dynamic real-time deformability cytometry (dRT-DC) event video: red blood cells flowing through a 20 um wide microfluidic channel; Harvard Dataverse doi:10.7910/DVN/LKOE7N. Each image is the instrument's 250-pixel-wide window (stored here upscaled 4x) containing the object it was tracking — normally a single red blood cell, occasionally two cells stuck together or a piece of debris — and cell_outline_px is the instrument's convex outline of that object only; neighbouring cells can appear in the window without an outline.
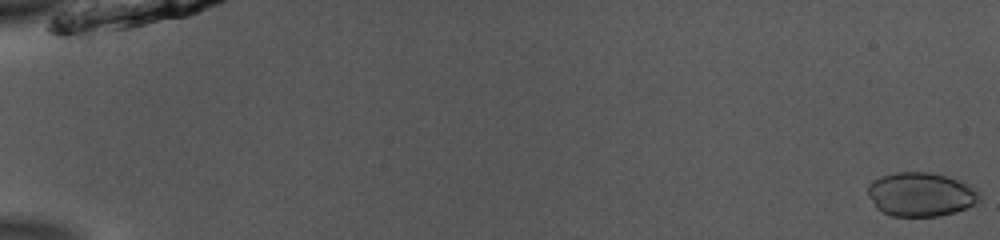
{"species": "common noctule bat (a hibernating species)", "species_latin": "Nyctalus noctula", "temperature_condition": "room temperature", "stored_images_in_passage": 52, "camera_frame_rate_fps": 3000, "um_per_image_px": 0.085, "animal": {"sex": "male", "body_mass_g": 13.0, "forearm_length_mm": 53.1}, "frame": {"image": 1, "passage_image": 1, "time_ms": 0.0, "image_size_px": [1000, 240], "cell_outline_px": [[980, 200], [976, 204], [952, 212], [936, 216], [892, 216], [876, 208], [868, 192], [868, 184], [872, 180], [880, 176], [896, 172], [932, 172], [948, 176], [968, 184], [976, 188], [980, 192]], "centroid_in_image_um": [78.28, 16.5], "position_along_channel_um": 6.7, "area_um2": 28.61}}
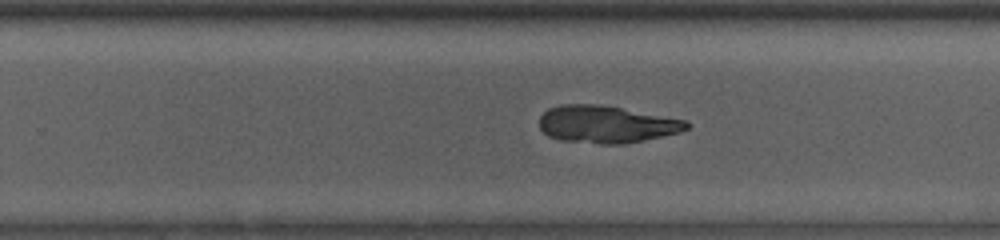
{"frame": {"image": 2, "passage_image": 35, "time_ms": 11.333, "image_size_px": [1000, 240], "cell_outline_px": [[692, 124], [688, 128], [680, 132], [644, 140], [624, 144], [600, 144], [560, 140], [548, 136], [540, 128], [540, 116], [548, 108], [560, 104], [600, 104], [688, 120]], "centroid_in_image_um": [51.55, 10.56], "position_along_channel_um": 278.2, "area_um2": 32.19}}
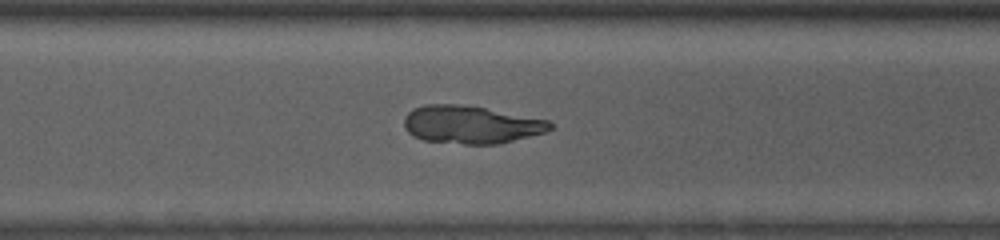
{"frame": {"image": 3, "passage_image": 39, "time_ms": 12.667, "image_size_px": [1000, 240], "cell_outline_px": [[552, 128], [544, 132], [500, 144], [464, 144], [424, 140], [412, 136], [404, 128], [404, 116], [412, 108], [424, 104], [460, 104], [484, 108], [548, 120], [552, 124]], "centroid_in_image_um": [39.97, 10.59], "position_along_channel_um": 330.6, "area_um2": 32.14}}